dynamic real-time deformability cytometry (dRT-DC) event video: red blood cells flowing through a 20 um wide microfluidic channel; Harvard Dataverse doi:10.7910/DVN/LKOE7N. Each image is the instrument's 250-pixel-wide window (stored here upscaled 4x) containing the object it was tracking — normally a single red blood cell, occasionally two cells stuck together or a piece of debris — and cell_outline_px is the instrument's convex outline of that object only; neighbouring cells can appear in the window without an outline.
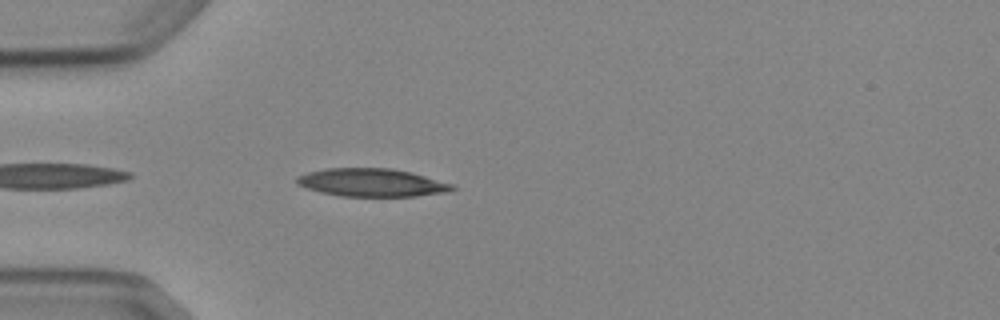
{"species": "Egyptian fruit bat (a non-hibernating species)", "species_latin": "Rousettus aegyptiacus", "temperature_condition": "cold", "stored_images_in_passage": 4, "camera_frame_rate_fps": 3000, "um_per_image_px": 0.085, "animal": {"sex": "female"}, "frame": {"image": 1, "passage_image": 4, "time_ms": 4.0, "image_size_px": [1000, 320], "cell_outline_px": [[456, 188], [452, 192], [416, 196], [340, 196], [320, 192], [296, 184], [296, 176], [308, 172], [328, 168], [392, 168], [412, 172], [452, 184]], "centroid_in_image_um": [31.62, 15.52], "position_along_channel_um": 53.4, "area_um2": 25.49}}